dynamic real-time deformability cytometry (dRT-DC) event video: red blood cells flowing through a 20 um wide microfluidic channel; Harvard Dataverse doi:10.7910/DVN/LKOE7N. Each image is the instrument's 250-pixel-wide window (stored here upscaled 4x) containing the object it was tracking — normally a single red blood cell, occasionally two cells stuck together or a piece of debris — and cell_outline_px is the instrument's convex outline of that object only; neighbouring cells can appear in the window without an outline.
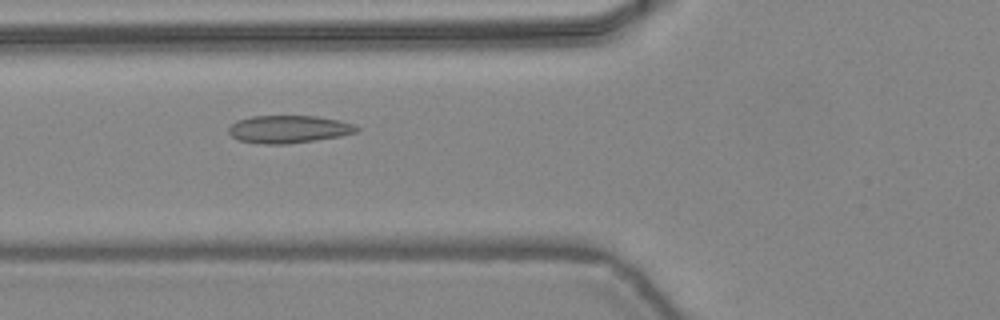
{"species": "common noctule bat (a hibernating species)", "species_latin": "Nyctalus noctula", "temperature_condition": "warm", "stored_images_in_passage": 35, "camera_frame_rate_fps": 3000, "um_per_image_px": 0.085, "animal": {"sex": "female", "body_mass_g": 24.6, "forearm_length_mm": 56.2}, "frame": {"image": 1, "passage_image": 7, "time_ms": 2.0, "image_size_px": [1000, 320], "cell_outline_px": [[360, 128], [356, 132], [340, 136], [316, 140], [288, 144], [260, 144], [236, 140], [228, 132], [228, 128], [236, 120], [252, 116], [316, 116], [340, 120], [352, 124]], "centroid_in_image_um": [24.5, 10.99], "position_along_channel_um": 101.3, "area_um2": 20.75}}
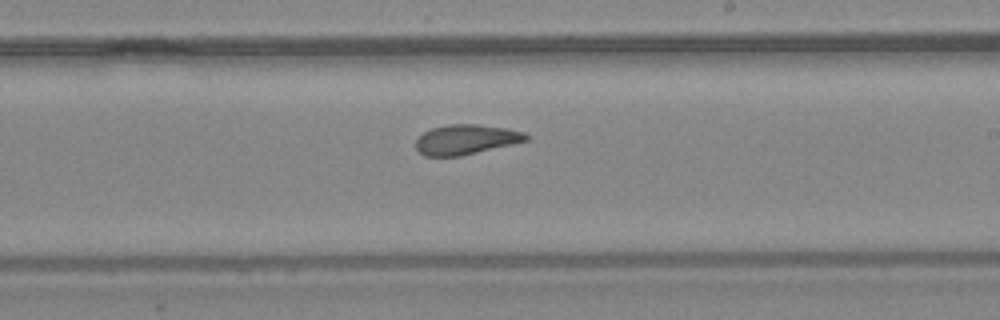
{"frame": {"image": 2, "passage_image": 17, "time_ms": 5.333, "image_size_px": [1000, 320], "cell_outline_px": [[528, 140], [512, 144], [460, 156], [424, 156], [416, 148], [416, 140], [424, 132], [432, 128], [448, 124], [476, 124], [504, 128], [524, 132], [528, 136]], "centroid_in_image_um": [39.58, 11.86], "position_along_channel_um": 249.4, "area_um2": 18.96}}
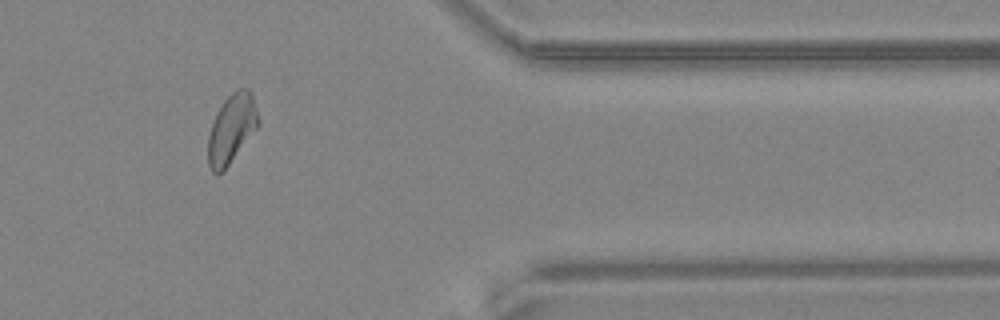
{"frame": {"image": 3, "passage_image": 28, "time_ms": 9.0, "image_size_px": [1000, 320], "cell_outline_px": [[260, 124], [224, 172], [216, 176], [212, 172], [208, 164], [208, 136], [216, 112], [224, 100], [232, 92], [240, 88], [248, 88], [252, 92], [260, 120]], "centroid_in_image_um": [19.69, 10.97], "position_along_channel_um": 391.7, "area_um2": 20.58}, "authors_computed_cell_mechanics": {"area_um2": 20.1144, "velocity_mm_per_s": 4.4315, "shape_relaxation_time_tau1_ms": null, "shape_relaxation_time_tau2_ms": 1.5152, "deformation_change_tau1": null, "deformation_change_tau2": 0.0701}}